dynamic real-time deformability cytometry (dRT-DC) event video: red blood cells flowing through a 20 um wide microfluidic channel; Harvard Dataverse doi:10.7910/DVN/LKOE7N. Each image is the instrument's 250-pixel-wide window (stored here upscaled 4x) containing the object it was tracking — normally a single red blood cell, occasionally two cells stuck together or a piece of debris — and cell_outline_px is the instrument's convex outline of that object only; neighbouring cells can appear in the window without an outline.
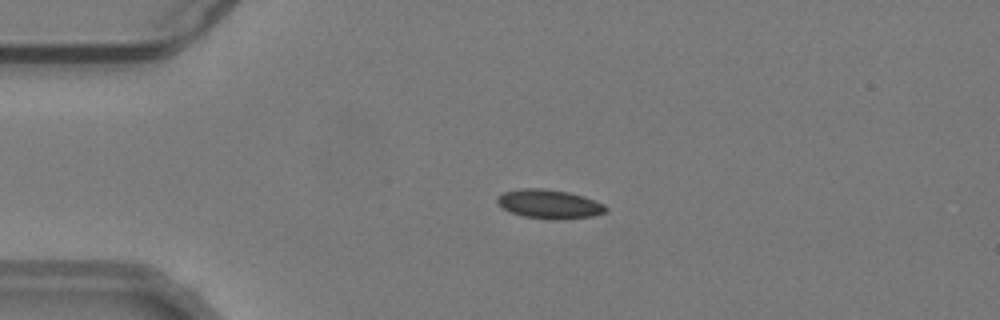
{"species": "common noctule bat (a hibernating species)", "species_latin": "Nyctalus noctula", "temperature_condition": "warm", "stored_images_in_passage": 45, "camera_frame_rate_fps": 3000, "um_per_image_px": 0.085, "animal": {"sex": "male", "body_mass_g": 19.2, "forearm_length_mm": 51.8}, "frame": {"image": 1, "passage_image": 3, "time_ms": 0.667, "image_size_px": [1000, 320], "cell_outline_px": [[608, 208], [604, 212], [592, 216], [552, 220], [524, 216], [512, 212], [504, 208], [496, 200], [496, 196], [504, 192], [524, 188], [540, 188], [568, 192], [584, 196], [604, 204]], "centroid_in_image_um": [46.69, 17.34], "position_along_channel_um": 38.3, "area_um2": 18.09}}
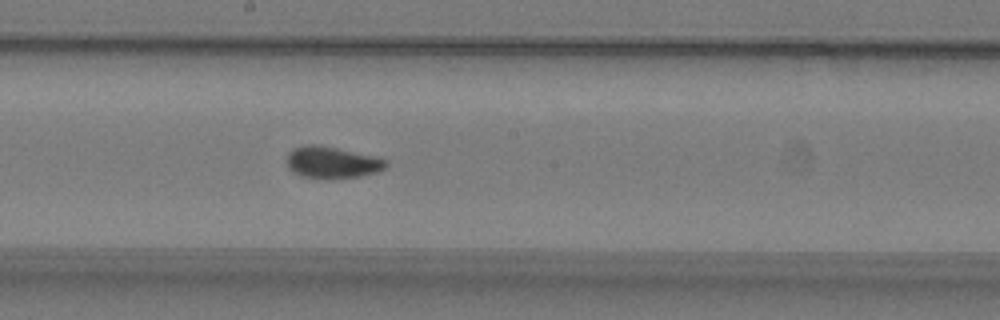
{"frame": {"image": 2, "passage_image": 20, "time_ms": 6.333, "image_size_px": [1000, 320], "cell_outline_px": [[388, 164], [380, 172], [360, 176], [332, 180], [324, 180], [300, 176], [292, 172], [288, 168], [288, 152], [292, 148], [304, 144], [320, 144], [376, 156], [388, 160]], "centroid_in_image_um": [28.23, 13.82], "position_along_channel_um": 220.0, "area_um2": 19.07}}
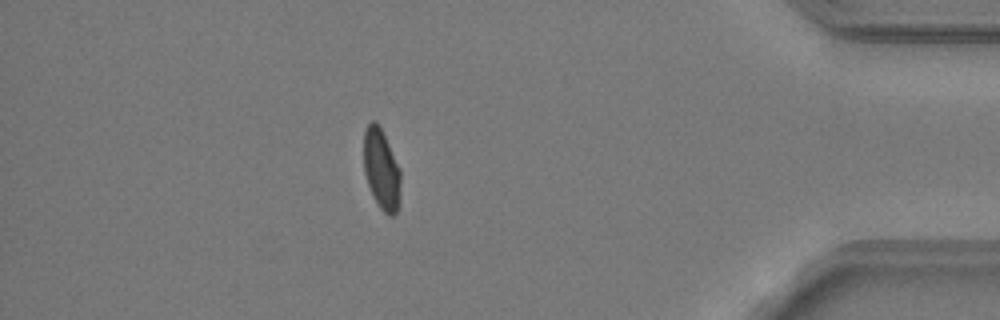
{"frame": {"image": 3, "passage_image": 38, "time_ms": 12.333, "image_size_px": [1000, 320], "cell_outline_px": [[400, 184], [396, 212], [392, 216], [388, 216], [380, 208], [368, 184], [364, 172], [364, 132], [368, 124], [372, 120], [376, 120], [400, 168]], "centroid_in_image_um": [32.4, 14.37], "position_along_channel_um": 402.8, "area_um2": 16.88}, "authors_computed_cell_mechanics": {"area_um2": 17.8602, "velocity_mm_per_s": 3.7913, "shape_relaxation_time_tau1_ms": 6.798, "shape_relaxation_time_tau2_ms": null, "deformation_change_tau1": 0.1233, "deformation_change_tau2": null}}